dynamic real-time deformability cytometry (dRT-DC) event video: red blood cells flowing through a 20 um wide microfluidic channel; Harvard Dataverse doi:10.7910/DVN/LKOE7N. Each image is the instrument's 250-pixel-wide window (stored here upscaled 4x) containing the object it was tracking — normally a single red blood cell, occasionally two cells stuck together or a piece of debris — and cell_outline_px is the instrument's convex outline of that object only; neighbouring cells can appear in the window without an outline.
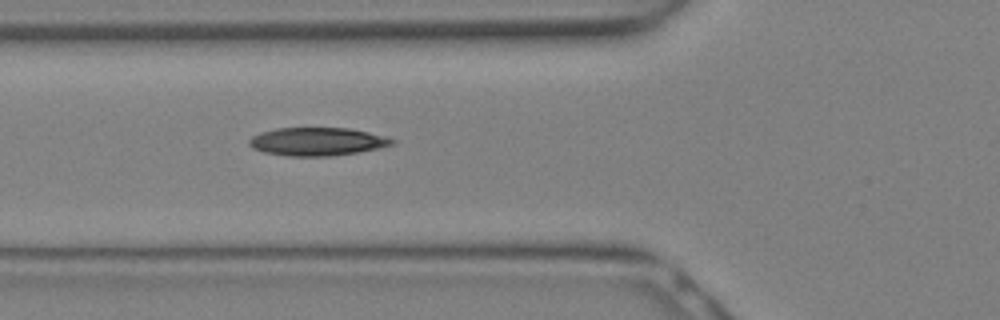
{"species": "Egyptian fruit bat (a non-hibernating species)", "species_latin": "Rousettus aegyptiacus", "temperature_condition": "warm", "stored_images_in_passage": 4, "camera_frame_rate_fps": 3000, "um_per_image_px": 0.085, "animal": {"sex": "female"}, "frame": {"image": 1, "passage_image": 4, "time_ms": 1.0, "image_size_px": [1000, 320], "cell_outline_px": [[396, 144], [356, 152], [328, 156], [288, 156], [264, 152], [252, 148], [248, 144], [248, 140], [252, 136], [260, 132], [276, 128], [348, 128], [388, 136], [396, 140]], "centroid_in_image_um": [26.95, 12.02], "position_along_channel_um": 98.8, "area_um2": 23.47}}